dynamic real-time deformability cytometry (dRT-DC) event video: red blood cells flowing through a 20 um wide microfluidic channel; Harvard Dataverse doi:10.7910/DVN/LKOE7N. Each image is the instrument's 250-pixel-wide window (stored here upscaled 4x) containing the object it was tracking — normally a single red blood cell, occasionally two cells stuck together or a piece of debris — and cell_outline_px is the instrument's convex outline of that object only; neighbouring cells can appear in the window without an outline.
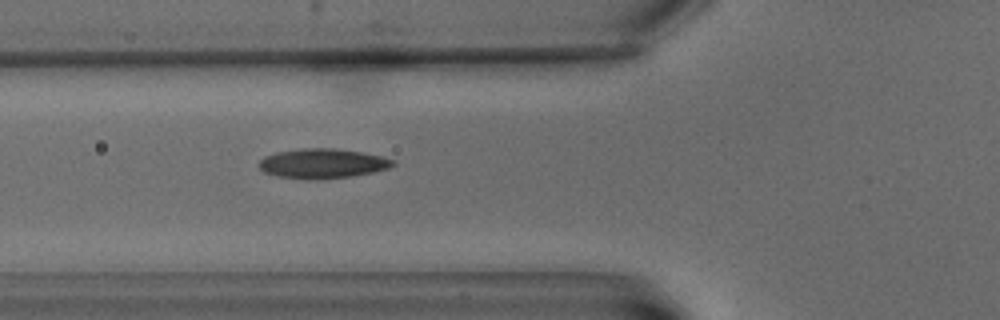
{"species": "common noctule bat (a hibernating species)", "species_latin": "Nyctalus noctula", "temperature_condition": "warm", "stored_images_in_passage": 2, "camera_frame_rate_fps": 3000, "um_per_image_px": 0.085, "animal": {"sex": "male", "body_mass_g": 15.6}, "frame": {"image": 1, "passage_image": 2, "time_ms": 1.333, "image_size_px": [1000, 320], "cell_outline_px": [[396, 164], [388, 168], [372, 172], [352, 176], [308, 180], [276, 176], [264, 172], [256, 164], [264, 156], [276, 152], [304, 148], [336, 148], [364, 152], [396, 160]], "centroid_in_image_um": [27.39, 13.89], "position_along_channel_um": 98.4, "area_um2": 23.35}}